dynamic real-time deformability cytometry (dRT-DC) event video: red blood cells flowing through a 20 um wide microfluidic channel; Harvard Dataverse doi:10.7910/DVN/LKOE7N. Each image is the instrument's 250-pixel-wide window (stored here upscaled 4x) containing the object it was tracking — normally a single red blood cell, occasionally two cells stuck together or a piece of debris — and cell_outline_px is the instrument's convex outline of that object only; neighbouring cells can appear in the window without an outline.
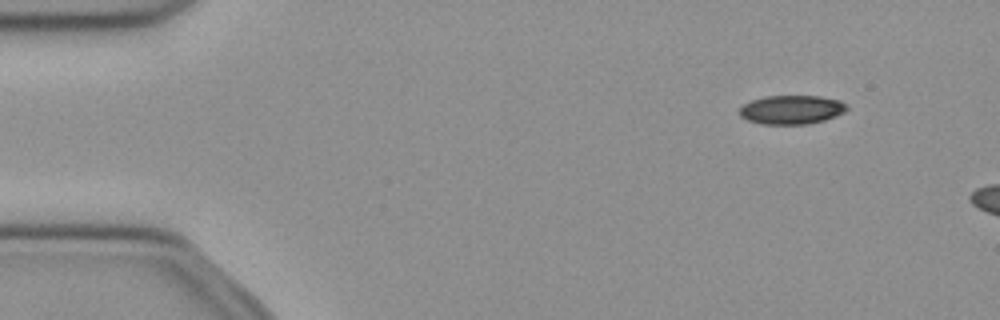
{"species": "common noctule bat (a hibernating species)", "species_latin": "Nyctalus noctula", "temperature_condition": "cold", "stored_images_in_passage": 5, "camera_frame_rate_fps": 3000, "um_per_image_px": 0.085, "animal": {"sex": "female", "body_mass_g": 21.9}, "frame": {"image": 1, "passage_image": 1, "time_ms": 0.0, "image_size_px": [1000, 320], "cell_outline_px": [[848, 108], [844, 112], [836, 116], [824, 120], [808, 124], [760, 124], [748, 120], [740, 116], [740, 108], [744, 104], [752, 100], [764, 96], [820, 96], [840, 100]], "centroid_in_image_um": [67.28, 9.32], "position_along_channel_um": 17.7, "area_um2": 18.03}}